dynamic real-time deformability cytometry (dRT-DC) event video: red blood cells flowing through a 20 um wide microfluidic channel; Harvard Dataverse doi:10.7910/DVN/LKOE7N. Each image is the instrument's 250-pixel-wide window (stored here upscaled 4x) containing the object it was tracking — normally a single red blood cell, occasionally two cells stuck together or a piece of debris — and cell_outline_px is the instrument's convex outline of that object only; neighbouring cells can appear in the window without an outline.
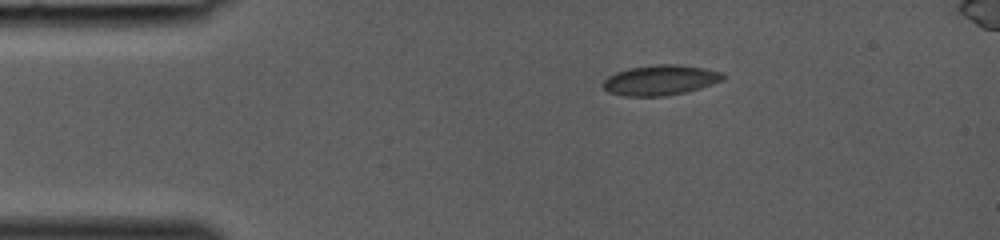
{"species": "common noctule bat (a hibernating species)", "species_latin": "Nyctalus noctula", "temperature_condition": "room temperature", "stored_images_in_passage": 31, "camera_frame_rate_fps": 3000, "um_per_image_px": 0.085, "animal": {"sex": "female", "body_mass_g": 19.0, "forearm_length_mm": 53.3}, "frame": {"image": 1, "passage_image": 1, "time_ms": 0.0, "image_size_px": [1000, 240], "cell_outline_px": [[724, 80], [688, 92], [664, 96], [624, 96], [608, 92], [600, 84], [608, 76], [616, 72], [628, 68], [656, 64], [680, 64], [704, 68], [724, 72]], "centroid_in_image_um": [56.13, 6.81], "position_along_channel_um": 28.9, "area_um2": 21.39}}
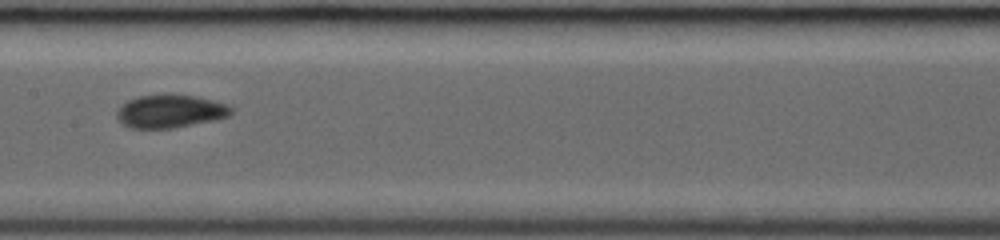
{"frame": {"image": 2, "passage_image": 14, "time_ms": 4.333, "image_size_px": [1000, 240], "cell_outline_px": [[236, 108], [228, 116], [216, 120], [172, 128], [128, 128], [116, 116], [116, 112], [128, 100], [140, 96], [196, 96], [212, 100]], "centroid_in_image_um": [14.5, 9.49], "position_along_channel_um": 192.9, "area_um2": 21.5}}
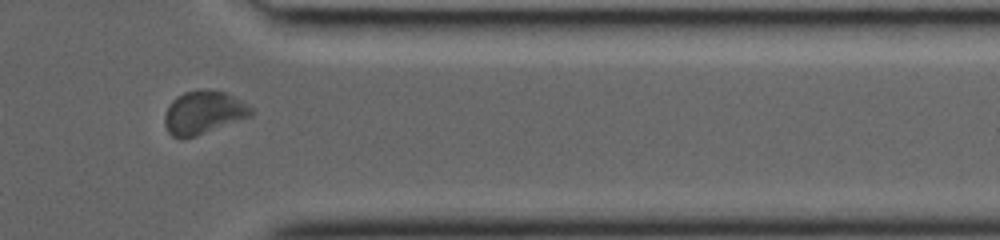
{"frame": {"image": 3, "passage_image": 26, "time_ms": 8.333, "image_size_px": [1000, 240], "cell_outline_px": [[256, 112], [252, 116], [196, 136], [184, 140], [180, 140], [172, 136], [168, 132], [164, 124], [164, 116], [168, 104], [176, 96], [184, 92], [200, 88], [204, 88], [228, 92], [256, 108]], "centroid_in_image_um": [17.33, 9.55], "position_along_channel_um": 394.1, "area_um2": 22.66}}